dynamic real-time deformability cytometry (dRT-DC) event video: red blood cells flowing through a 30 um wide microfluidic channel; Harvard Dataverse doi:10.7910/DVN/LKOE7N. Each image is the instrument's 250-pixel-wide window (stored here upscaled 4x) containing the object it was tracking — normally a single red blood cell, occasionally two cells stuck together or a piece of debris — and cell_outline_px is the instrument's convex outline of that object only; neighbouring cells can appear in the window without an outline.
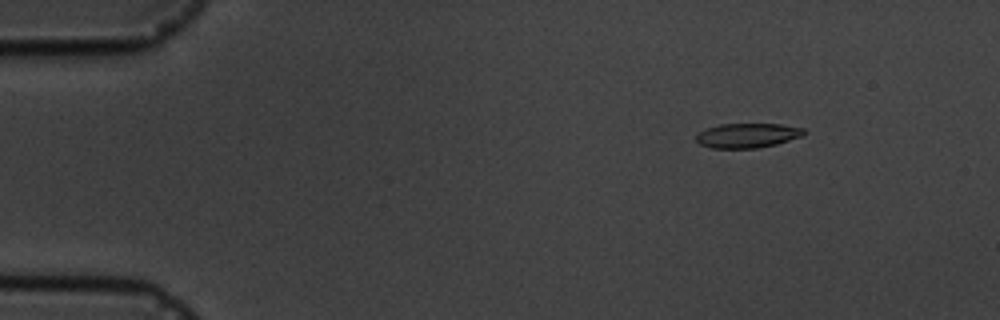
{"species": "common noctule bat (a hibernating species)", "species_latin": "Nyctalus noctula", "temperature_condition": "cold", "stored_images_in_passage": 4, "camera_frame_rate_fps": 3000, "um_per_image_px": 0.085, "animal": {"sex": "male", "body_mass_g": 19.5, "forearm_length_mm": 54.6}, "frame": {"image": 1, "passage_image": 2, "time_ms": 1.0, "image_size_px": [1000, 320], "cell_outline_px": [[804, 136], [776, 144], [756, 148], [712, 148], [700, 144], [696, 140], [696, 136], [700, 132], [708, 128], [720, 124], [780, 124], [804, 128]], "centroid_in_image_um": [63.55, 11.51], "position_along_channel_um": 21.4, "area_um2": 15.32}}
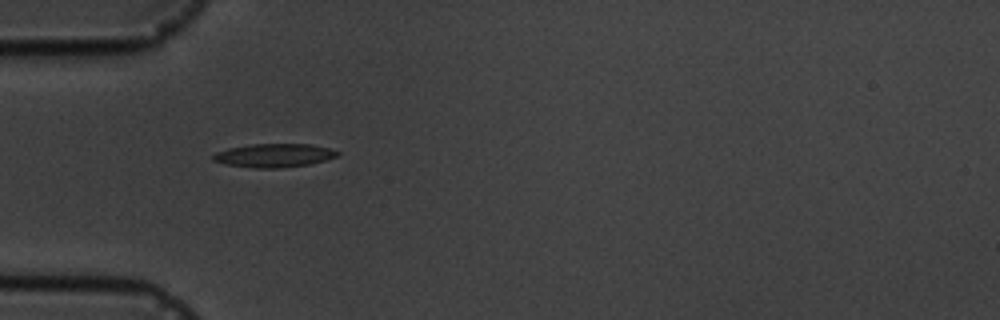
{"frame": {"image": 2, "passage_image": 4, "time_ms": 4.333, "image_size_px": [1000, 320], "cell_outline_px": [[340, 156], [308, 164], [276, 168], [256, 168], [228, 164], [212, 160], [212, 156], [216, 152], [228, 148], [248, 144], [312, 144], [328, 148], [340, 152]], "centroid_in_image_um": [23.3, 13.2], "position_along_channel_um": 61.7, "area_um2": 16.94}}